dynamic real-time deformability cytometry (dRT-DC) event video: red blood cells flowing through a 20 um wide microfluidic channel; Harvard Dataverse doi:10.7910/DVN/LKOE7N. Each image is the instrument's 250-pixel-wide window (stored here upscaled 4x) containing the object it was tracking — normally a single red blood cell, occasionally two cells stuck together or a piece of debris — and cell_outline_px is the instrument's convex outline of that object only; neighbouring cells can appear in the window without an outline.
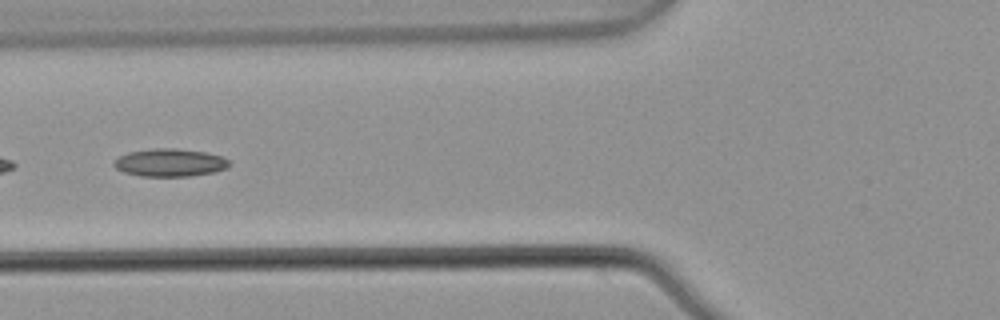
{"species": "common noctule bat (a hibernating species)", "species_latin": "Nyctalus noctula", "temperature_condition": "warm", "stored_images_in_passage": 8, "segment_of_instrument_passage": [2, 2], "camera_frame_rate_fps": 3000, "um_per_image_px": 0.085, "animal": {"sex": "male", "body_mass_g": 21.5, "forearm_length_mm": 52.0}, "frame": {"image": 1, "passage_image": 6, "time_ms": 1.667, "image_size_px": [1000, 320], "cell_outline_px": [[232, 164], [228, 168], [212, 172], [192, 176], [140, 176], [124, 172], [116, 168], [112, 164], [120, 156], [128, 152], [152, 148], [176, 148], [204, 152], [220, 156], [228, 160]], "centroid_in_image_um": [14.45, 13.82], "position_along_channel_um": 111.4, "area_um2": 18.67}}
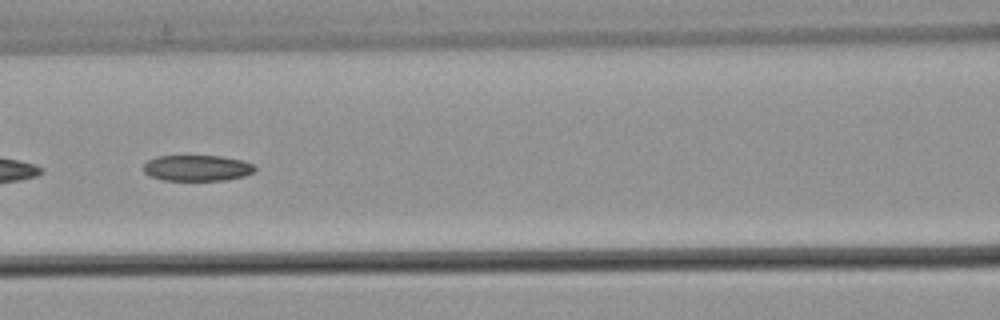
{"frame": {"image": 2, "passage_image": 7, "time_ms": 2.0, "image_size_px": [1000, 320], "cell_outline_px": [[256, 168], [252, 172], [244, 176], [224, 180], [164, 180], [148, 176], [144, 172], [144, 164], [148, 160], [156, 156], [220, 156], [240, 160], [256, 164]], "centroid_in_image_um": [16.74, 14.28], "position_along_channel_um": 149.9, "area_um2": 16.82}}